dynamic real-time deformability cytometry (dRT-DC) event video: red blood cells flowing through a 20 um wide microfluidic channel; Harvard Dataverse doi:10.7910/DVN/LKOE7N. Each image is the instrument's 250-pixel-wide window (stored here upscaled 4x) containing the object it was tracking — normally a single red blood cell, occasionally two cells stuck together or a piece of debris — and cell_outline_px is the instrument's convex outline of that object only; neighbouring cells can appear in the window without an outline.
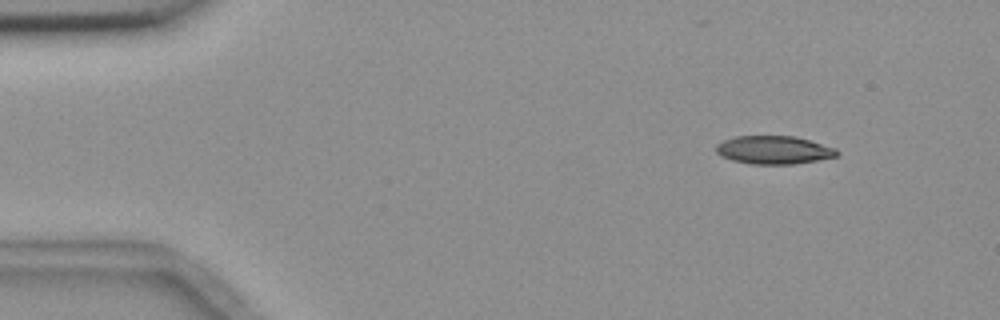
{"species": "common noctule bat (a hibernating species)", "species_latin": "Nyctalus noctula", "temperature_condition": "room temperature", "stored_images_in_passage": 4, "camera_frame_rate_fps": 3000, "um_per_image_px": 0.085, "animal": {"sex": "female", "body_mass_g": 18.4}, "frame": {"image": 1, "passage_image": 1, "time_ms": 0.0, "image_size_px": [1000, 320], "cell_outline_px": [[840, 152], [836, 156], [816, 160], [792, 164], [752, 164], [732, 160], [720, 156], [716, 152], [716, 144], [724, 140], [736, 136], [796, 136], [836, 148]], "centroid_in_image_um": [65.76, 12.74], "position_along_channel_um": 19.2, "area_um2": 19.83}}
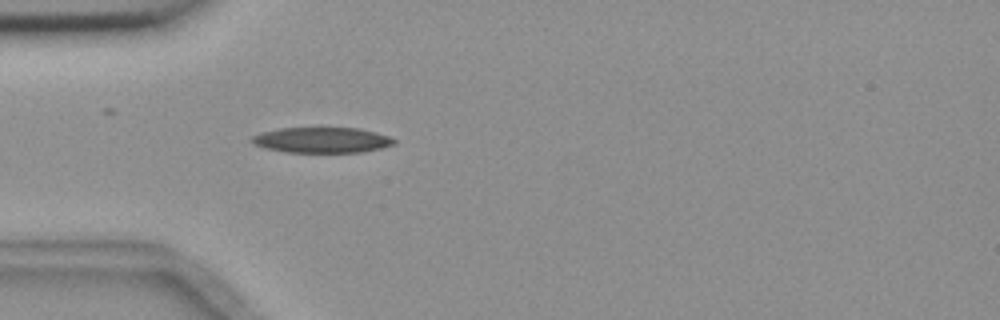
{"frame": {"image": 2, "passage_image": 4, "time_ms": 3.333, "image_size_px": [1000, 320], "cell_outline_px": [[396, 144], [380, 148], [360, 152], [284, 152], [264, 148], [252, 144], [248, 140], [252, 136], [260, 132], [280, 128], [360, 128], [376, 132], [388, 136], [396, 140]], "centroid_in_image_um": [27.31, 11.9], "position_along_channel_um": 57.7, "area_um2": 21.33}}